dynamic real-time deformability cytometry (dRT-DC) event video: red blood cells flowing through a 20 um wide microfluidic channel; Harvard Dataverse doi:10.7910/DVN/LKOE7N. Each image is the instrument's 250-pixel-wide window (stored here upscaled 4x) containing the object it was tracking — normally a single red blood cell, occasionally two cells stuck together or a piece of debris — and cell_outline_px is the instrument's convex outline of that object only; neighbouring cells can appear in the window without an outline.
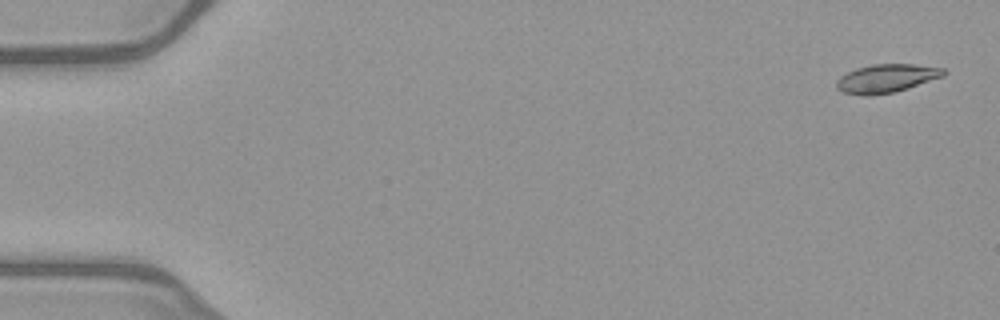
{"species": "common noctule bat (a hibernating species)", "species_latin": "Nyctalus noctula", "temperature_condition": "warm", "stored_images_in_passage": 52, "camera_frame_rate_fps": 3000, "um_per_image_px": 0.085, "animal": {"sex": "female", "body_mass_g": 21.9}, "frame": {"image": 1, "passage_image": 2, "time_ms": 0.333, "image_size_px": [1000, 320], "cell_outline_px": [[948, 72], [944, 76], [908, 88], [892, 92], [872, 96], [864, 96], [844, 92], [836, 88], [836, 80], [840, 76], [856, 68], [872, 64], [912, 64], [944, 68]], "centroid_in_image_um": [75.35, 6.66], "position_along_channel_um": 9.7, "area_um2": 17.8}}
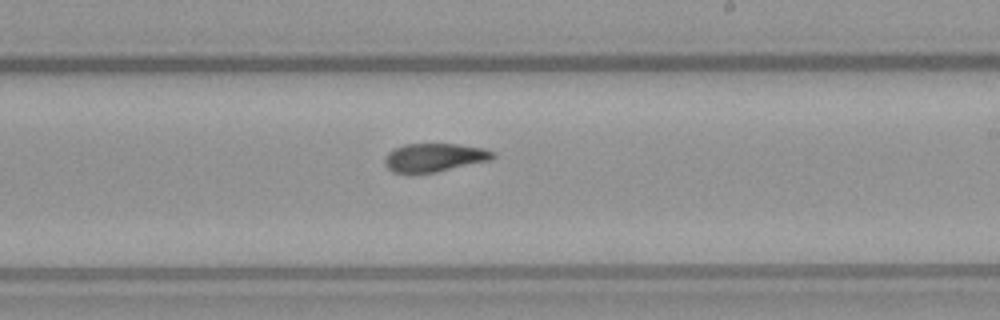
{"frame": {"image": 2, "passage_image": 31, "time_ms": 10.0, "image_size_px": [1000, 320], "cell_outline_px": [[496, 156], [492, 160], [436, 172], [408, 176], [392, 172], [384, 164], [384, 156], [388, 152], [404, 144], [456, 144], [484, 148], [496, 152]], "centroid_in_image_um": [36.89, 13.42], "position_along_channel_um": 252.1, "area_um2": 18.55}}
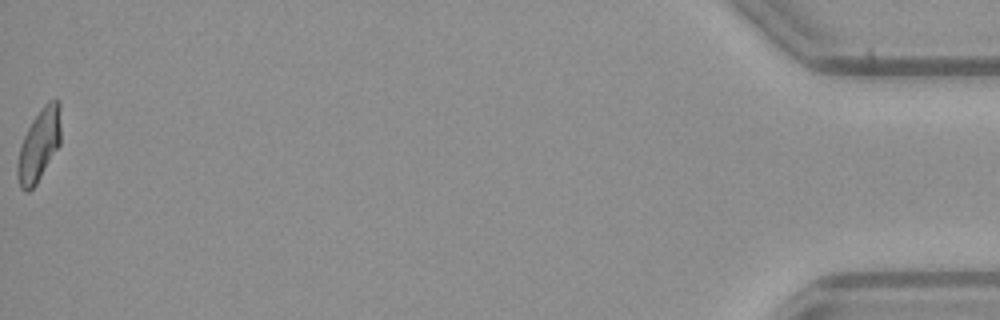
{"frame": {"image": 3, "passage_image": 52, "time_ms": 17.0, "image_size_px": [1000, 320], "cell_outline_px": [[60, 144], [36, 184], [28, 192], [24, 192], [20, 188], [16, 176], [16, 164], [20, 148], [24, 136], [32, 120], [40, 108], [48, 100], [56, 100], [60, 104]], "centroid_in_image_um": [3.3, 12.34], "position_along_channel_um": 431.9, "area_um2": 18.26}, "authors_computed_cell_mechanics": {"area_um2": 18.2937, "velocity_mm_per_s": 4.0396, "shape_relaxation_time_tau1_ms": 6.111, "shape_relaxation_time_tau2_ms": 2.236, "deformation_change_tau1": 0.1834, "deformation_change_tau2": 0.0899}}